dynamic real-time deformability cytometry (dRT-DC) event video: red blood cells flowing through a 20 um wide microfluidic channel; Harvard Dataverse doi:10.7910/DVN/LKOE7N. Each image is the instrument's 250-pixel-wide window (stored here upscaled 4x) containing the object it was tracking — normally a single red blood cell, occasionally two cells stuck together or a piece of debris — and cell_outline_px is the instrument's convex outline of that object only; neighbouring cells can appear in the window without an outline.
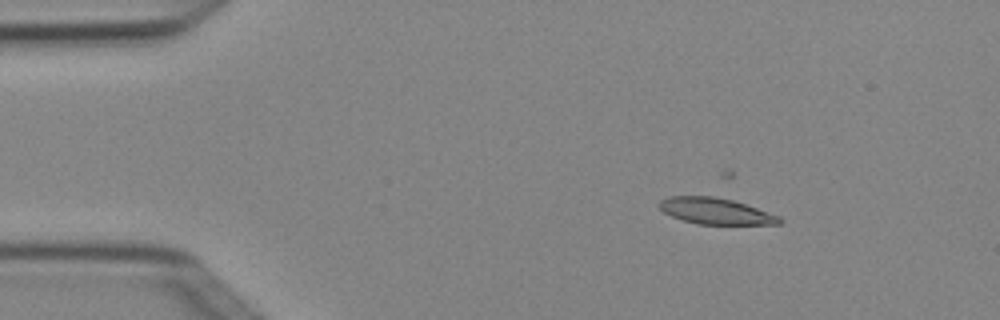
{"species": "Egyptian fruit bat (a non-hibernating species)", "species_latin": "Rousettus aegyptiacus", "temperature_condition": "cold", "stored_images_in_passage": 3, "camera_frame_rate_fps": 3000, "um_per_image_px": 0.085, "animal": {"sex": "female"}, "frame": {"image": 1, "passage_image": 1, "time_ms": 0.0, "image_size_px": [1000, 320], "cell_outline_px": [[784, 220], [780, 224], [696, 224], [672, 216], [664, 212], [656, 204], [660, 200], [668, 196], [716, 196], [732, 200], [780, 216]], "centroid_in_image_um": [60.8, 17.94], "position_along_channel_um": 24.2, "area_um2": 18.32}}
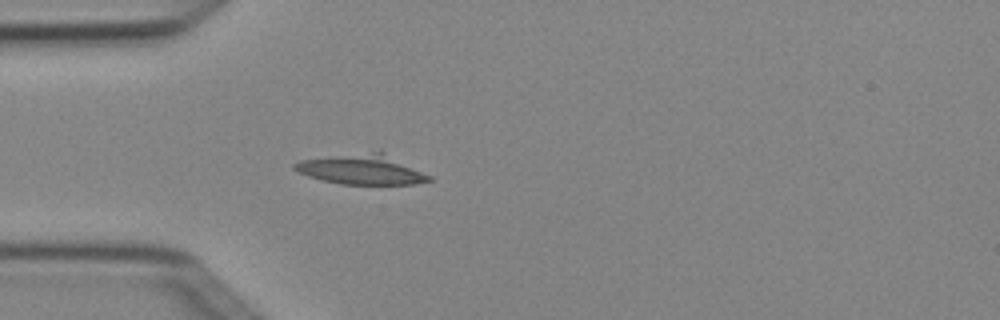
{"frame": {"image": 2, "passage_image": 3, "time_ms": 0.667, "image_size_px": [1000, 320], "cell_outline_px": [[432, 180], [412, 184], [340, 184], [320, 180], [296, 172], [292, 168], [292, 164], [300, 160], [380, 148], [432, 176]], "centroid_in_image_um": [30.76, 14.35], "position_along_channel_um": 54.2, "area_um2": 24.51}}